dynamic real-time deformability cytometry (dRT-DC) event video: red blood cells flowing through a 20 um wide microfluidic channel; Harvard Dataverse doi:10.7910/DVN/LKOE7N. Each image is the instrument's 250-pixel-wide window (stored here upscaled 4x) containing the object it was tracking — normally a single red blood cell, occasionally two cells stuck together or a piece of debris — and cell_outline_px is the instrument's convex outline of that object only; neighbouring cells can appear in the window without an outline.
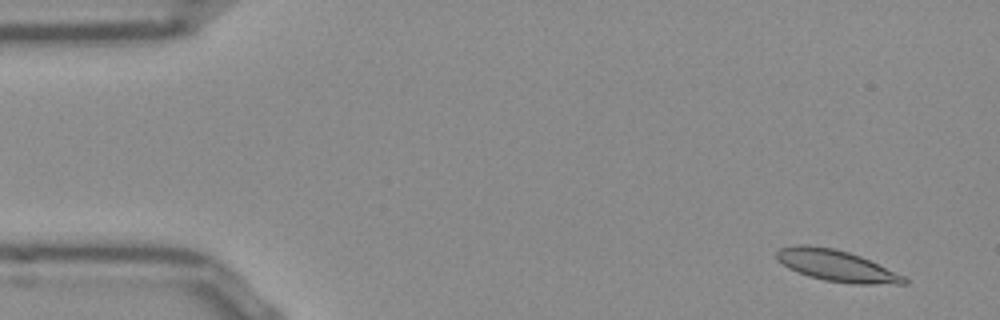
{"species": "Egyptian fruit bat (a non-hibernating species)", "species_latin": "Rousettus aegyptiacus", "temperature_condition": "room temperature", "stored_images_in_passage": 53, "camera_frame_rate_fps": 3000, "um_per_image_px": 0.085, "frame": {"image": 1, "passage_image": 4, "time_ms": 1.0, "image_size_px": [1000, 320], "cell_outline_px": [[908, 284], [856, 284], [824, 280], [808, 276], [796, 272], [788, 268], [776, 256], [776, 252], [780, 248], [800, 244], [808, 244], [832, 248], [848, 252], [860, 256], [904, 276], [908, 280]], "centroid_in_image_um": [71.09, 22.59], "position_along_channel_um": 13.9, "area_um2": 23.06}}
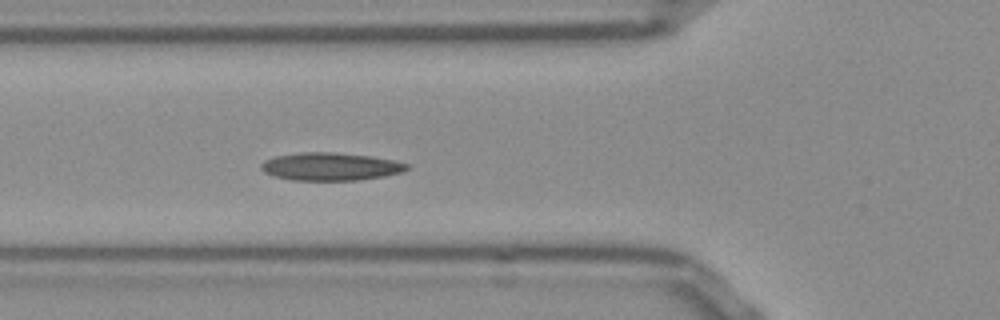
{"frame": {"image": 2, "passage_image": 19, "time_ms": 6.0, "image_size_px": [1000, 320], "cell_outline_px": [[412, 168], [404, 172], [384, 176], [356, 180], [292, 180], [272, 176], [264, 172], [260, 168], [260, 164], [264, 160], [276, 156], [300, 152], [336, 152], [372, 156], [396, 160], [408, 164]], "centroid_in_image_um": [28.12, 14.15], "position_along_channel_um": 97.7, "area_um2": 23.99}}
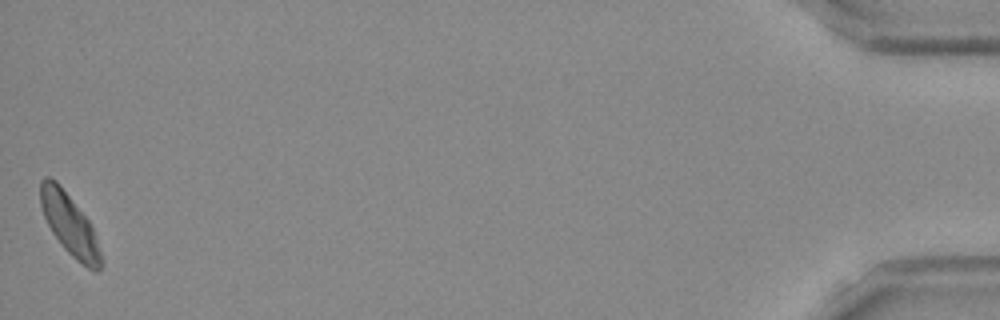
{"frame": {"image": 3, "passage_image": 53, "time_ms": 17.333, "image_size_px": [1000, 320], "cell_outline_px": [[104, 264], [96, 272], [88, 268], [76, 260], [64, 248], [52, 232], [44, 216], [40, 204], [40, 180], [44, 176], [48, 176], [56, 180], [60, 184], [88, 220], [92, 228], [104, 260]], "centroid_in_image_um": [5.91, 19.08], "position_along_channel_um": 429.3, "area_um2": 21.56}, "authors_computed_cell_mechanics": {"area_um2": 22.542, "velocity_mm_per_s": 3.8075, "shape_relaxation_time_tau1_ms": null, "shape_relaxation_time_tau2_ms": 3.2926, "deformation_change_tau1": null, "deformation_change_tau2": 0.0838}}